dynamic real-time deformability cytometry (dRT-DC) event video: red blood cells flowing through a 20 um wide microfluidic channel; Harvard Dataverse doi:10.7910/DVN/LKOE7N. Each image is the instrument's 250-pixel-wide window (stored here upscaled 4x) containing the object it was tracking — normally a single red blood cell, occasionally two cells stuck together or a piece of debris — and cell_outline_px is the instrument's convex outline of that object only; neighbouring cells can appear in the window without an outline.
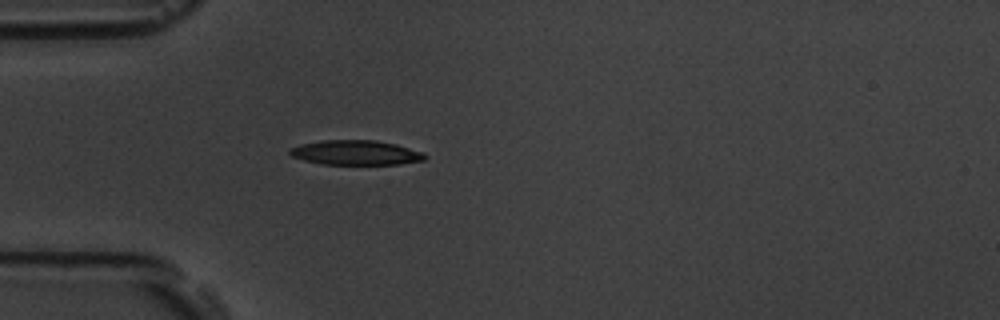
{"species": "common noctule bat (a hibernating species)", "species_latin": "Nyctalus noctula", "temperature_condition": "room temperature", "stored_images_in_passage": 41, "camera_frame_rate_fps": 3000, "um_per_image_px": 0.085, "animal": {"sex": "male", "body_mass_g": 19.5, "forearm_length_mm": 54.6}, "frame": {"image": 1, "passage_image": 1, "time_ms": 0.0, "image_size_px": [1000, 320], "cell_outline_px": [[428, 156], [424, 160], [400, 164], [320, 164], [304, 160], [292, 156], [288, 152], [288, 148], [300, 144], [320, 140], [376, 140], [396, 144], [424, 152]], "centroid_in_image_um": [30.23, 12.97], "position_along_channel_um": 54.8, "area_um2": 19.59}}
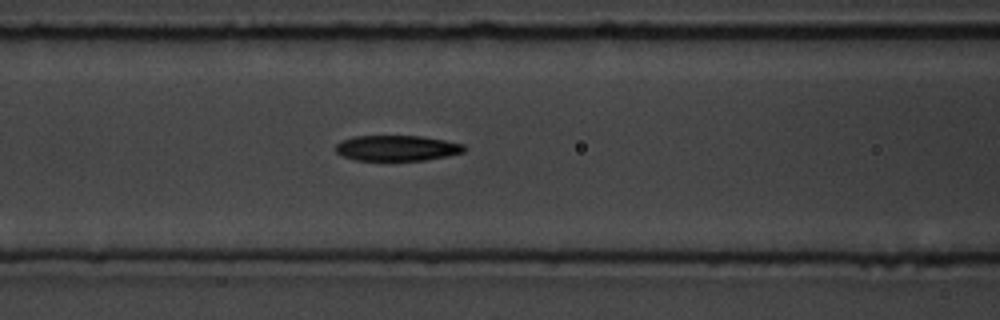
{"frame": {"image": 2, "passage_image": 8, "time_ms": 2.333, "image_size_px": [1000, 320], "cell_outline_px": [[464, 152], [448, 156], [424, 160], [356, 160], [344, 156], [336, 152], [336, 144], [340, 140], [352, 136], [420, 136], [444, 140], [464, 144]], "centroid_in_image_um": [33.72, 12.58], "position_along_channel_um": 132.9, "area_um2": 19.07}}
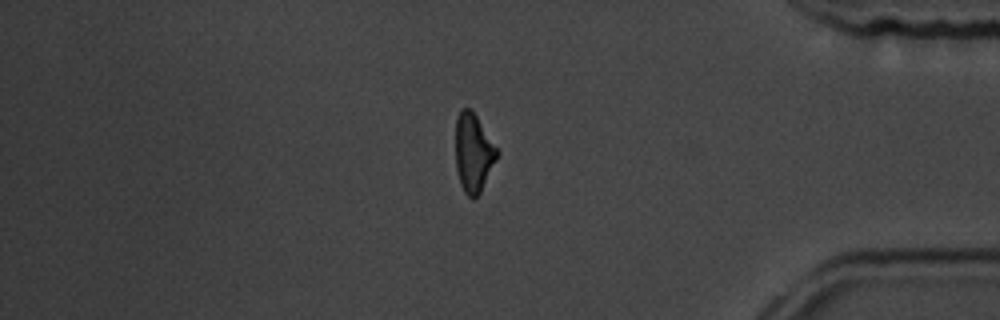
{"frame": {"image": 3, "passage_image": 32, "time_ms": 10.333, "image_size_px": [1000, 320], "cell_outline_px": [[500, 152], [480, 192], [472, 200], [464, 192], [460, 184], [456, 168], [456, 116], [460, 108], [472, 108]], "centroid_in_image_um": [40.23, 12.95], "position_along_channel_um": 395.0, "area_um2": 19.13}, "authors_computed_cell_mechanics": {"area_um2": 19.652, "velocity_mm_per_s": 3.6455, "shape_relaxation_time_tau1_ms": 3.5534, "shape_relaxation_time_tau2_ms": 1.4461, "deformation_change_tau1": 0.1438, "deformation_change_tau2": 0.096}}